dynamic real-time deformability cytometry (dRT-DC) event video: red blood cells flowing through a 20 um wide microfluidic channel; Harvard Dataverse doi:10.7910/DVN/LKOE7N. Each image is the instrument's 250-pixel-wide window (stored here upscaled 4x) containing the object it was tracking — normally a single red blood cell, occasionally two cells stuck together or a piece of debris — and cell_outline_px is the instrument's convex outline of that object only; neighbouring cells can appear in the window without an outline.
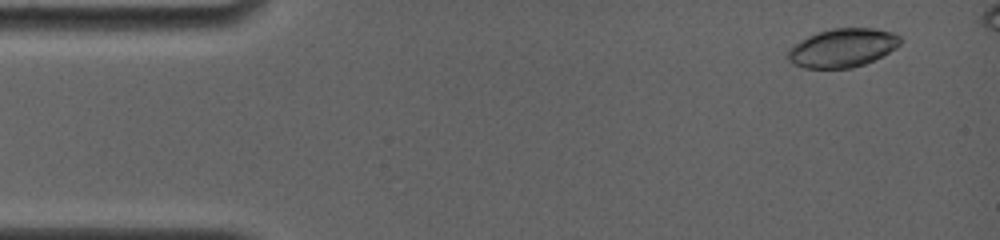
{"species": "common noctule bat (a hibernating species)", "species_latin": "Nyctalus noctula", "temperature_condition": "room temperature", "stored_images_in_passage": 31, "camera_frame_rate_fps": 4000, "um_per_image_px": 0.085, "animal": {"sex": "female", "body_mass_g": 19.0, "forearm_length_mm": 56.7}, "frame": {"image": 1, "passage_image": 1, "time_ms": 0.0, "image_size_px": [1000, 240], "cell_outline_px": [[904, 40], [896, 48], [864, 64], [852, 68], [804, 68], [792, 64], [784, 56], [788, 48], [792, 44], [808, 36], [832, 28], [872, 28], [892, 32], [900, 36]], "centroid_in_image_um": [71.56, 4.07], "position_along_channel_um": 13.4, "area_um2": 25.49}}
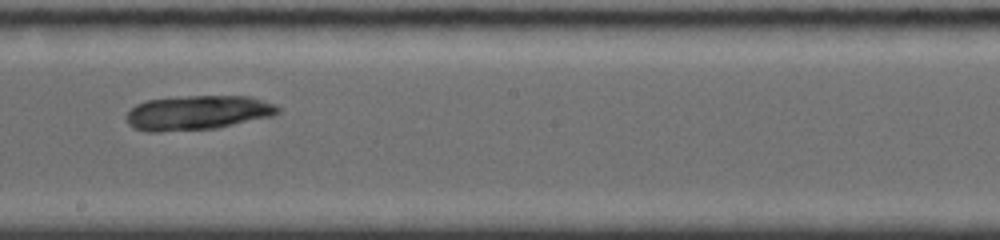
{"frame": {"image": 2, "passage_image": 18, "time_ms": 8.25, "image_size_px": [1000, 240], "cell_outline_px": [[280, 112], [272, 116], [216, 128], [156, 132], [148, 132], [136, 128], [128, 124], [124, 116], [136, 104], [148, 100], [188, 96], [248, 96], [272, 104], [280, 108]], "centroid_in_image_um": [16.76, 9.58], "position_along_channel_um": 231.4, "area_um2": 30.17}}
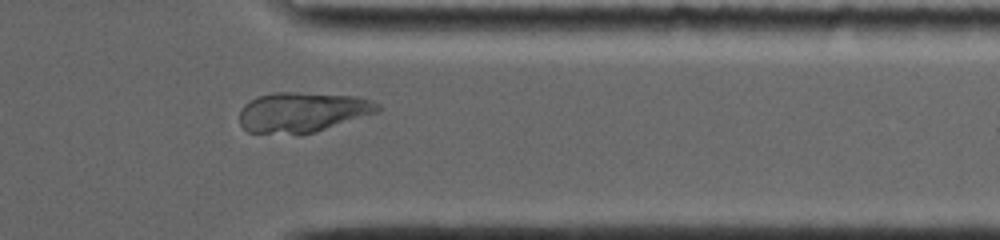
{"frame": {"image": 3, "passage_image": 27, "time_ms": 12.25, "image_size_px": [1000, 240], "cell_outline_px": [[380, 108], [376, 112], [316, 132], [300, 136], [296, 136], [248, 132], [240, 124], [240, 108], [244, 104], [256, 96], [276, 92], [292, 92], [360, 96], [372, 100], [380, 104]], "centroid_in_image_um": [25.67, 9.55], "position_along_channel_um": 385.7, "area_um2": 32.83}}